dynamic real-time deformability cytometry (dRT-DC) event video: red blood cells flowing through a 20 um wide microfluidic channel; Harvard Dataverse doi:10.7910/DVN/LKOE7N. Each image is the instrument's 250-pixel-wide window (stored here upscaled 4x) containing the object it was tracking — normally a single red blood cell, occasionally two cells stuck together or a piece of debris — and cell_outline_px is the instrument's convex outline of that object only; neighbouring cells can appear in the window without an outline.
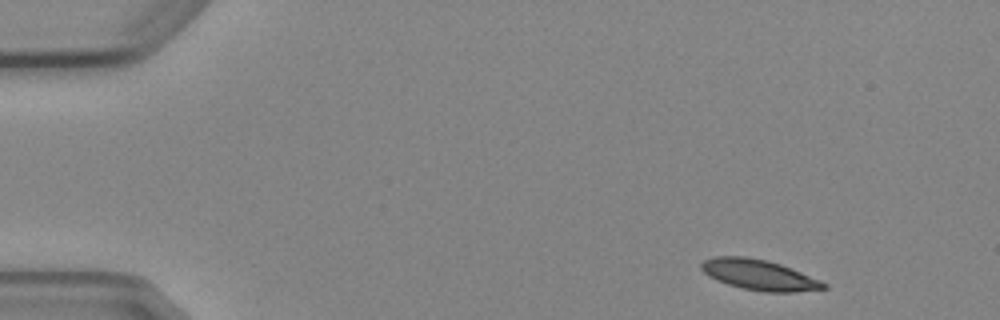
{"species": "Egyptian fruit bat (a non-hibernating species)", "species_latin": "Rousettus aegyptiacus", "temperature_condition": "cold", "stored_images_in_passage": 4, "camera_frame_rate_fps": 3000, "um_per_image_px": 0.085, "animal": {"sex": "female"}, "frame": {"image": 1, "passage_image": 1, "time_ms": 0.0, "image_size_px": [1000, 320], "cell_outline_px": [[828, 288], [796, 292], [764, 292], [744, 288], [728, 284], [716, 280], [704, 272], [700, 268], [700, 264], [704, 260], [712, 256], [744, 256], [764, 260], [780, 264], [792, 268], [820, 280], [828, 284]], "centroid_in_image_um": [64.53, 23.36], "position_along_channel_um": 20.5, "area_um2": 21.68}}
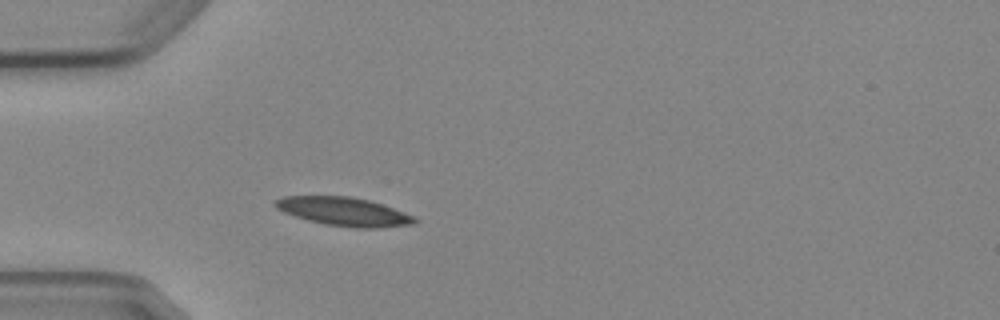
{"frame": {"image": 2, "passage_image": 4, "time_ms": 3.333, "image_size_px": [1000, 320], "cell_outline_px": [[420, 220], [416, 224], [376, 228], [356, 228], [324, 224], [308, 220], [284, 212], [276, 208], [272, 204], [272, 200], [284, 196], [352, 196], [368, 200], [392, 208], [412, 216]], "centroid_in_image_um": [29.19, 17.98], "position_along_channel_um": 55.8, "area_um2": 23.18}}